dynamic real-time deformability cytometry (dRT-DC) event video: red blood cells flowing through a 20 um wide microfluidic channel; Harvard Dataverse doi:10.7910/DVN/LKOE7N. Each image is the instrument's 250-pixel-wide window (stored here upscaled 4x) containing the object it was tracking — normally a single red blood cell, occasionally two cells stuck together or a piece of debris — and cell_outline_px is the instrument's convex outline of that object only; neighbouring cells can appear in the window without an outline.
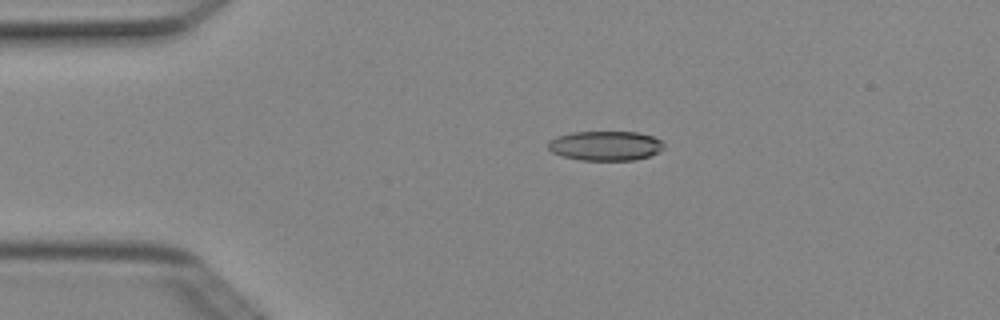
{"species": "Egyptian fruit bat (a non-hibernating species)", "species_latin": "Rousettus aegyptiacus", "temperature_condition": "cold", "stored_images_in_passage": 4, "camera_frame_rate_fps": 3000, "um_per_image_px": 0.085, "animal": {"sex": "female"}, "frame": {"image": 1, "passage_image": 3, "time_ms": 0.667, "image_size_px": [1000, 320], "cell_outline_px": [[664, 148], [660, 152], [636, 160], [580, 160], [564, 156], [552, 152], [548, 148], [548, 140], [556, 136], [572, 132], [640, 132], [652, 136], [660, 140], [664, 144]], "centroid_in_image_um": [51.47, 12.38], "position_along_channel_um": 33.5, "area_um2": 20.06}}